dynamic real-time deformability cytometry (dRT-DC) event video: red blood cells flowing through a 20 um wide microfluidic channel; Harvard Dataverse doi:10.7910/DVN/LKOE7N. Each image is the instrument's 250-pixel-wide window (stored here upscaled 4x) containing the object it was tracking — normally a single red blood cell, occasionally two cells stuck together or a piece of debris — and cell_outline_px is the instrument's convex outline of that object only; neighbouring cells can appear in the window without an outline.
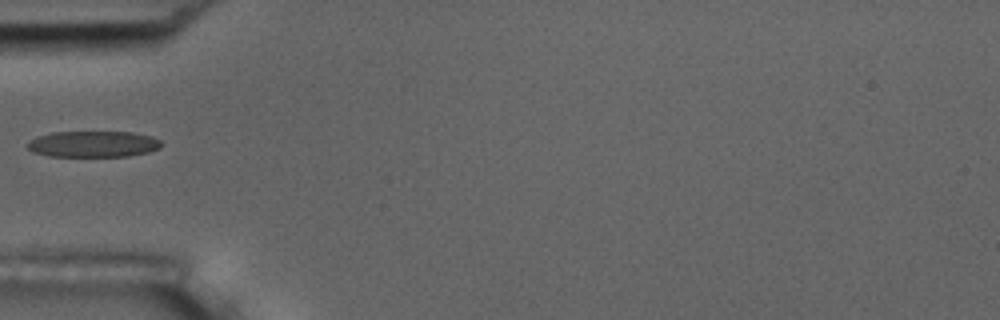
{"species": "common noctule bat (a hibernating species)", "species_latin": "Nyctalus noctula", "temperature_condition": "room temperature", "stored_images_in_passage": 2, "camera_frame_rate_fps": 3000, "um_per_image_px": 0.085, "animal": {"sex": "male", "body_mass_g": 17.5, "forearm_length_mm": 52.3}, "frame": {"image": 1, "passage_image": 1, "time_ms": 0.0, "image_size_px": [1000, 320], "cell_outline_px": [[160, 148], [148, 152], [128, 156], [48, 156], [32, 152], [28, 148], [28, 140], [36, 136], [52, 132], [132, 132], [152, 136], [160, 140]], "centroid_in_image_um": [7.89, 12.24], "position_along_channel_um": 77.1, "area_um2": 20.46}}